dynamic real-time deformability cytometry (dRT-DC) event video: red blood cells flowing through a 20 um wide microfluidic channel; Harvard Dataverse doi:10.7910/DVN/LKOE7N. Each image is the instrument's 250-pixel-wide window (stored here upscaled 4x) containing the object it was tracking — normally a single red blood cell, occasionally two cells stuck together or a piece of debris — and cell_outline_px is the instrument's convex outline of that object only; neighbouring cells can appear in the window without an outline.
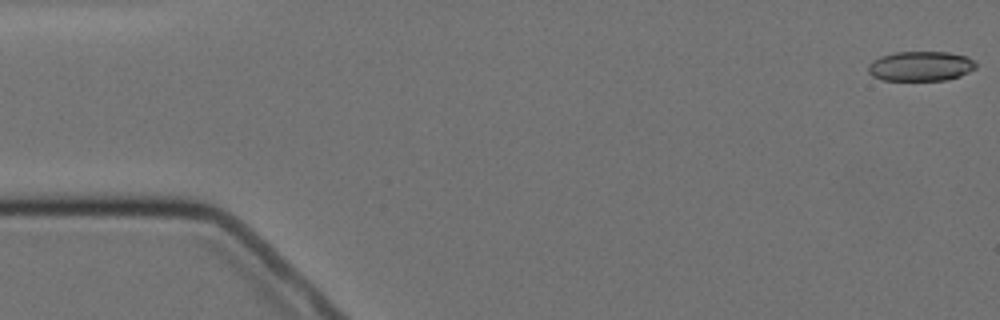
{"species": "Egyptian fruit bat (a non-hibernating species)", "species_latin": "Rousettus aegyptiacus", "temperature_condition": "cold", "stored_images_in_passage": 7, "camera_frame_rate_fps": 3000, "um_per_image_px": 0.085, "animal": {"sex": "female"}, "frame": {"image": 1, "passage_image": 1, "time_ms": 0.0, "image_size_px": [1000, 320], "cell_outline_px": [[976, 68], [960, 76], [948, 80], [884, 80], [872, 76], [868, 72], [868, 64], [872, 60], [880, 56], [896, 52], [948, 52], [968, 56], [976, 64]], "centroid_in_image_um": [78.24, 5.62], "position_along_channel_um": 6.8, "area_um2": 18.79}}
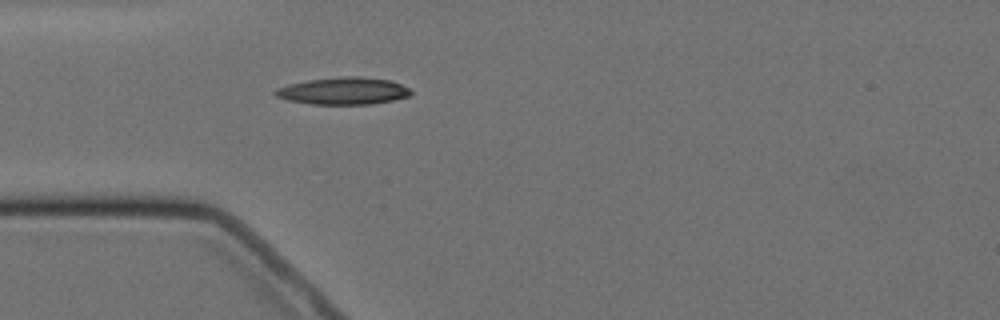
{"frame": {"image": 2, "passage_image": 7, "time_ms": 8.0, "image_size_px": [1000, 320], "cell_outline_px": [[412, 96], [372, 104], [312, 104], [288, 100], [276, 96], [272, 92], [276, 88], [288, 84], [308, 80], [340, 76], [360, 76], [392, 80], [408, 88], [412, 92]], "centroid_in_image_um": [29.19, 7.72], "position_along_channel_um": 55.8, "area_um2": 21.62}}